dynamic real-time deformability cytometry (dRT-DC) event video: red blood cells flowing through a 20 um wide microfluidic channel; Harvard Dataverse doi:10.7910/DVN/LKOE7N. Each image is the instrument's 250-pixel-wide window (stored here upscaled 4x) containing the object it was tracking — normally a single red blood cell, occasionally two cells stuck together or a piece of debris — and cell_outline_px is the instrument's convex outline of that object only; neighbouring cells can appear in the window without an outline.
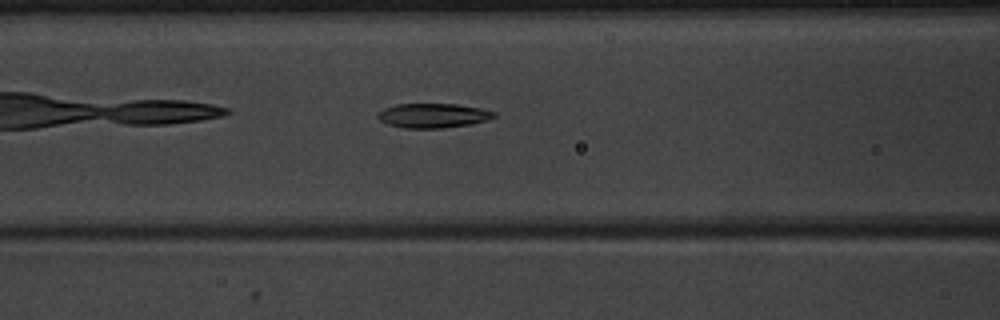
{"species": "common noctule bat (a hibernating species)", "species_latin": "Nyctalus noctula", "temperature_condition": "warm", "stored_images_in_passage": 35, "camera_frame_rate_fps": 3000, "um_per_image_px": 0.085, "animal": {"sex": "male", "body_mass_g": 20.1, "forearm_length_mm": 53.5}, "frame": {"image": 1, "passage_image": 6, "time_ms": 1.667, "image_size_px": [1000, 320], "cell_outline_px": [[496, 116], [488, 120], [468, 124], [444, 128], [404, 128], [388, 124], [380, 120], [376, 116], [384, 108], [396, 104], [456, 104], [480, 108], [496, 112]], "centroid_in_image_um": [36.81, 9.82], "position_along_channel_um": 129.8, "area_um2": 16.47}}
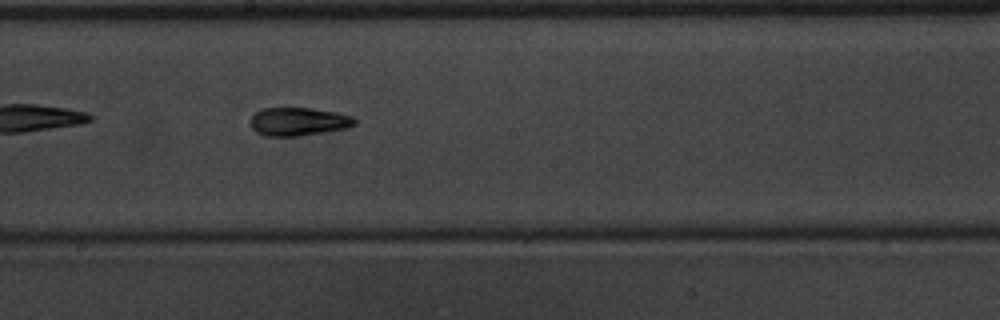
{"frame": {"image": 2, "passage_image": 13, "time_ms": 4.0, "image_size_px": [1000, 320], "cell_outline_px": [[356, 124], [344, 128], [296, 136], [268, 136], [256, 132], [252, 128], [248, 120], [256, 112], [264, 108], [308, 108], [336, 112], [352, 116], [356, 120]], "centroid_in_image_um": [25.32, 10.32], "position_along_channel_um": 222.9, "area_um2": 16.94}}
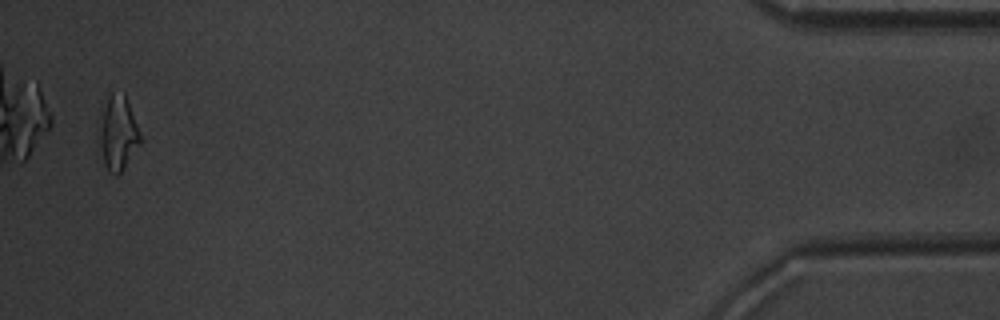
{"frame": {"image": 3, "passage_image": 34, "time_ms": 11.0, "image_size_px": [1000, 320], "cell_outline_px": [[144, 140], [120, 172], [116, 176], [108, 172], [96, 152], [96, 120], [108, 96], [112, 92], [124, 92]], "centroid_in_image_um": [9.93, 11.33], "position_along_channel_um": 425.3, "area_um2": 19.36}, "authors_computed_cell_mechanics": {"area_um2": 16.8198, "velocity_mm_per_s": 3.9899, "shape_relaxation_time_tau1_ms": 4.8394, "shape_relaxation_time_tau2_ms": 2.7005, "deformation_change_tau1": 0.1624, "deformation_change_tau2": 0.1065}}